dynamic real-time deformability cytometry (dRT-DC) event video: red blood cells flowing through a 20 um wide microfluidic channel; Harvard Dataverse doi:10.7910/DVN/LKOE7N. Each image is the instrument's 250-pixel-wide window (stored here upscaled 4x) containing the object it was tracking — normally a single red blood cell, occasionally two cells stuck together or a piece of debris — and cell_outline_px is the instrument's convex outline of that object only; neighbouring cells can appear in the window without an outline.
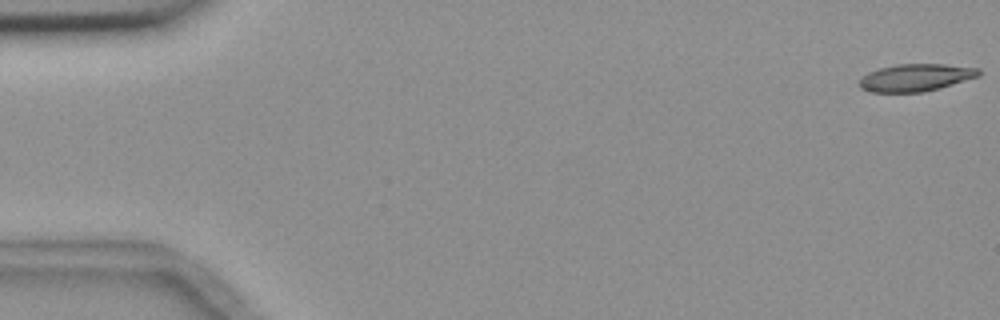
{"species": "common noctule bat (a hibernating species)", "species_latin": "Nyctalus noctula", "temperature_condition": "room temperature", "stored_images_in_passage": 4, "camera_frame_rate_fps": 3000, "um_per_image_px": 0.085, "animal": {"sex": "female", "body_mass_g": 18.4}, "frame": {"image": 1, "passage_image": 1, "time_ms": 0.0, "image_size_px": [1000, 320], "cell_outline_px": [[980, 76], [940, 88], [924, 92], [872, 92], [860, 88], [860, 80], [868, 72], [880, 68], [896, 64], [944, 64], [980, 68]], "centroid_in_image_um": [77.87, 6.59], "position_along_channel_um": 7.1, "area_um2": 19.02}}
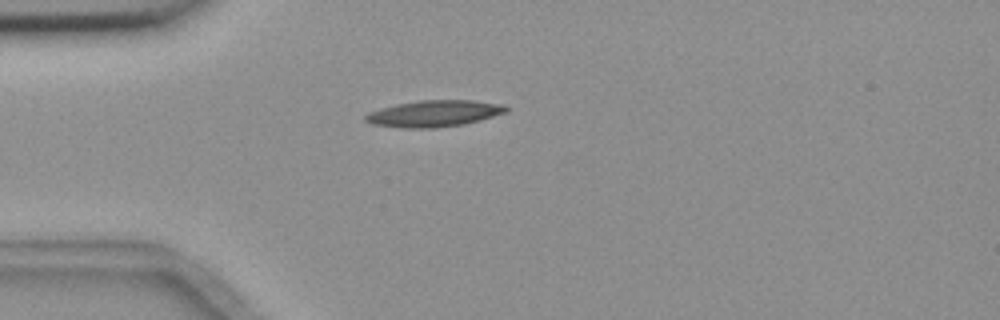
{"frame": {"image": 2, "passage_image": 4, "time_ms": 4.667, "image_size_px": [1000, 320], "cell_outline_px": [[508, 112], [480, 120], [464, 124], [432, 128], [404, 128], [372, 124], [364, 120], [364, 116], [368, 112], [380, 108], [396, 104], [420, 100], [472, 100], [504, 104], [508, 108]], "centroid_in_image_um": [36.9, 9.64], "position_along_channel_um": 48.1, "area_um2": 21.79}}